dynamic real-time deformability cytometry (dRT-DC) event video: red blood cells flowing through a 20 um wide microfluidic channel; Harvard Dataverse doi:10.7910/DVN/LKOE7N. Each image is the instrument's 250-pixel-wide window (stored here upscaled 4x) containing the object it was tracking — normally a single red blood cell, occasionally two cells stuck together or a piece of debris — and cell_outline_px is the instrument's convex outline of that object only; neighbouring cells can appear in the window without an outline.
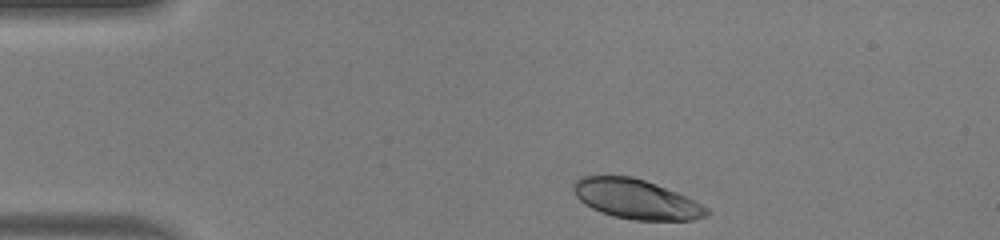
{"species": "human", "species_latin": "Homo sapiens", "temperature_condition": "warm", "stored_images_in_passage": 35, "camera_frame_rate_fps": 3000, "um_per_image_px": 0.085, "donor": {"sex": "male"}, "frame": {"image": 1, "passage_image": 1, "time_ms": 0.0, "image_size_px": [1000, 240], "cell_outline_px": [[712, 212], [708, 216], [692, 220], [632, 220], [612, 216], [600, 212], [584, 204], [576, 196], [572, 184], [580, 176], [632, 176], [656, 184], [676, 192], [708, 208]], "centroid_in_image_um": [54.06, 16.93], "position_along_channel_um": 30.9, "area_um2": 30.69}}
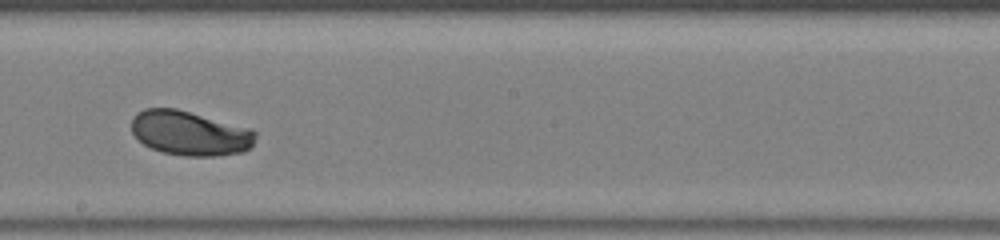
{"frame": {"image": 2, "passage_image": 20, "time_ms": 6.333, "image_size_px": [1000, 240], "cell_outline_px": [[256, 136], [252, 144], [244, 152], [216, 156], [184, 156], [160, 152], [144, 144], [132, 132], [132, 116], [136, 112], [144, 108], [176, 108], [252, 128], [256, 132]], "centroid_in_image_um": [16.14, 11.31], "position_along_channel_um": 232.1, "area_um2": 32.43}}
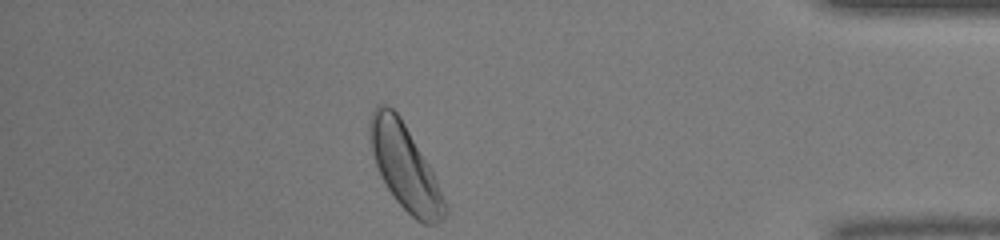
{"frame": {"image": 3, "passage_image": 35, "time_ms": 11.333, "image_size_px": [1000, 240], "cell_outline_px": [[448, 212], [436, 224], [424, 224], [416, 220], [396, 200], [380, 176], [372, 152], [368, 132], [368, 124], [372, 112], [376, 104], [384, 104], [392, 108], [400, 116], [428, 164], [448, 204]], "centroid_in_image_um": [34.41, 14.19], "position_along_channel_um": 400.8, "area_um2": 36.76}, "authors_computed_cell_mechanics": {"area_um2": 32.4258, "velocity_mm_per_s": 4.1412, "shape_relaxation_time_tau1_ms": 2.8531, "shape_relaxation_time_tau2_ms": null, "deformation_change_tau1": 0.1546, "deformation_change_tau2": null}}